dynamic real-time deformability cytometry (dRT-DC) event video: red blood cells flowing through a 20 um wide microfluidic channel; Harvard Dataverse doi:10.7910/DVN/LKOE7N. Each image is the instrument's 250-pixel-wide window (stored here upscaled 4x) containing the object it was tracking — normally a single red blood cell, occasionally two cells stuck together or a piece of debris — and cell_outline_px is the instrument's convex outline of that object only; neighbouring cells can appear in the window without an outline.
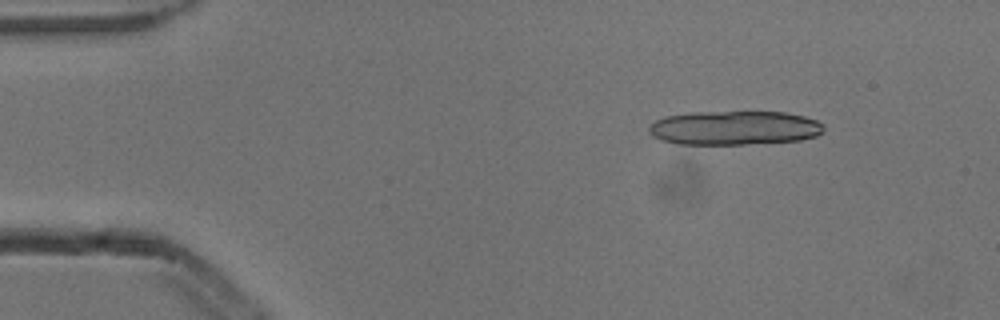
{"species": "common noctule bat (a hibernating species)", "species_latin": "Nyctalus noctula", "temperature_condition": "cold", "stored_images_in_passage": 5, "camera_frame_rate_fps": 3000, "um_per_image_px": 0.085, "animal": {"sex": "male", "body_mass_g": 13.3}, "frame": {"image": 1, "passage_image": 2, "time_ms": 0.333, "image_size_px": [1000, 320], "cell_outline_px": [[824, 132], [816, 136], [800, 140], [744, 144], [676, 144], [652, 136], [648, 128], [656, 120], [664, 116], [692, 112], [784, 112], [804, 116], [816, 120], [824, 128]], "centroid_in_image_um": [62.42, 10.87], "position_along_channel_um": 22.6, "area_um2": 34.62}}
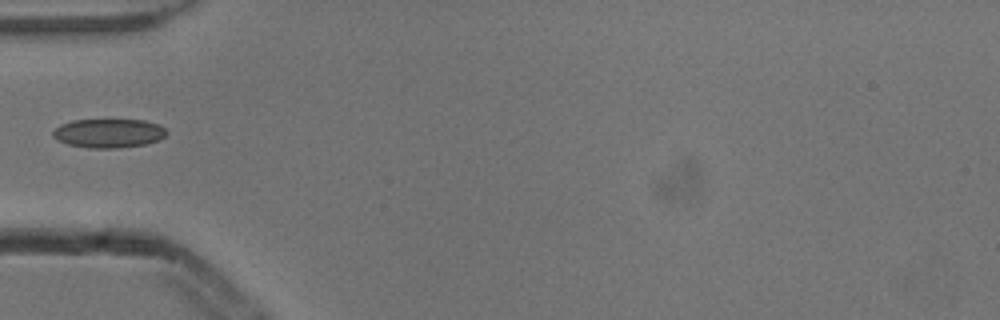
{"frame": {"image": 2, "passage_image": 5, "time_ms": 1.333, "image_size_px": [1000, 320], "cell_outline_px": [[168, 132], [160, 140], [144, 144], [120, 148], [88, 148], [68, 144], [56, 140], [52, 136], [52, 132], [60, 124], [72, 120], [144, 120], [160, 124]], "centroid_in_image_um": [9.23, 11.32], "position_along_channel_um": 75.8, "area_um2": 19.31}}